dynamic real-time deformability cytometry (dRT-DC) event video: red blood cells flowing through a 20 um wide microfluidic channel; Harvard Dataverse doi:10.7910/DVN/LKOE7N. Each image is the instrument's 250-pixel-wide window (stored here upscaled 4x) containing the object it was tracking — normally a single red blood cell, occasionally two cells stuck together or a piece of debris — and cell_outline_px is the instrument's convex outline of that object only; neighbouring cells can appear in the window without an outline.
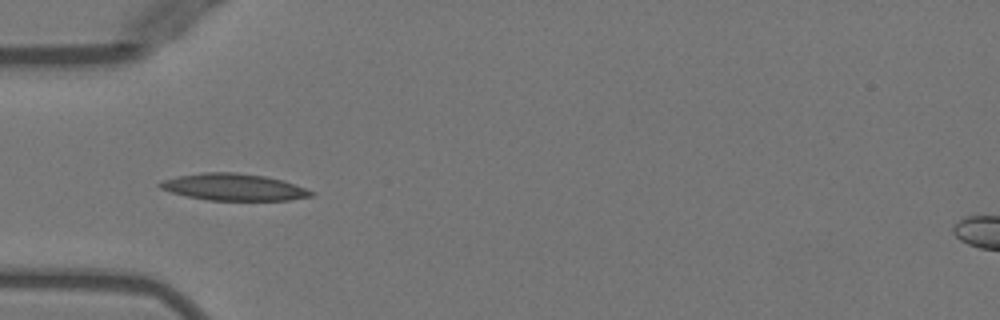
{"species": "Egyptian fruit bat (a non-hibernating species)", "species_latin": "Rousettus aegyptiacus", "temperature_condition": "warm", "stored_images_in_passage": 11, "camera_frame_rate_fps": 3000, "um_per_image_px": 0.085, "animal": {"sex": "female"}, "frame": {"image": 1, "passage_image": 1, "time_ms": 0.0, "image_size_px": [1000, 320], "cell_outline_px": [[316, 192], [312, 196], [288, 200], [208, 200], [188, 196], [172, 192], [160, 188], [156, 184], [164, 180], [180, 176], [204, 172], [236, 172], [264, 176], [284, 180]], "centroid_in_image_um": [19.9, 15.9], "position_along_channel_um": 65.1, "area_um2": 23.47}}